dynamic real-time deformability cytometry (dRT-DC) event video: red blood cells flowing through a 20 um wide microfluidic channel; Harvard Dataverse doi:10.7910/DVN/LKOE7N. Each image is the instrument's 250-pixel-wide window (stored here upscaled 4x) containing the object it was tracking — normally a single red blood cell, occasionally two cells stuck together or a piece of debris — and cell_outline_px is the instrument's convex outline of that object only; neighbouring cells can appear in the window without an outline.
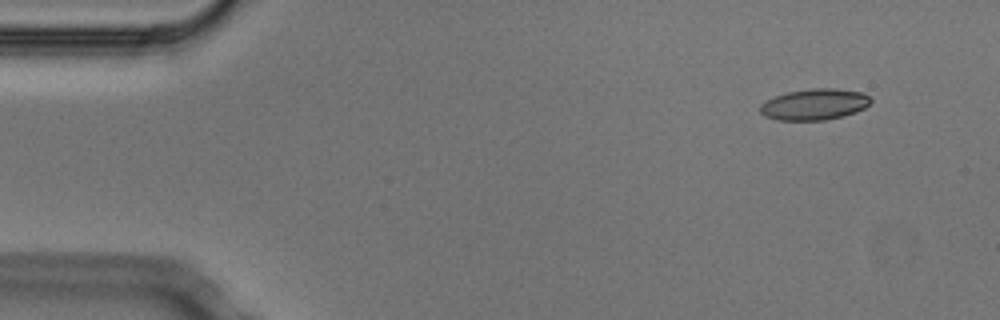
{"species": "Egyptian fruit bat (a non-hibernating species)", "species_latin": "Rousettus aegyptiacus", "temperature_condition": "cold", "stored_images_in_passage": 6, "camera_frame_rate_fps": 3000, "um_per_image_px": 0.085, "animal": {"sex": "male"}, "frame": {"image": 1, "passage_image": 2, "time_ms": 0.333, "image_size_px": [1000, 320], "cell_outline_px": [[872, 100], [864, 108], [856, 112], [844, 116], [824, 120], [776, 120], [764, 116], [760, 112], [760, 104], [776, 96], [788, 92], [812, 88], [836, 88], [864, 92]], "centroid_in_image_um": [69.24, 8.87], "position_along_channel_um": 15.8, "area_um2": 20.11}}
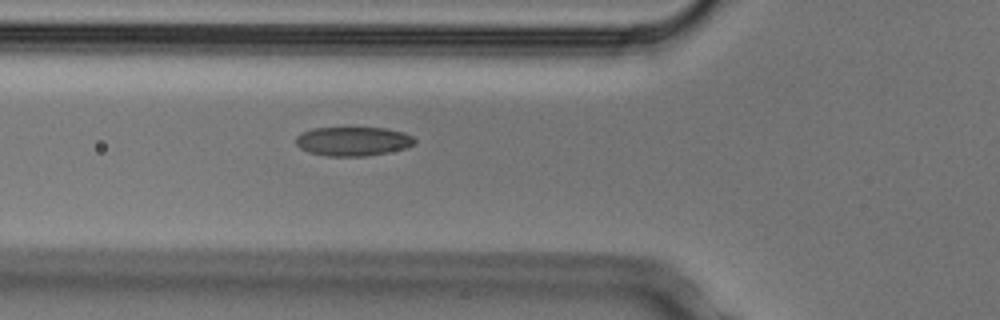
{"frame": {"image": 2, "passage_image": 6, "time_ms": 1.667, "image_size_px": [1000, 320], "cell_outline_px": [[416, 140], [412, 144], [404, 148], [388, 152], [368, 156], [328, 156], [308, 152], [300, 148], [296, 144], [296, 136], [300, 132], [312, 128], [384, 128], [404, 132], [412, 136]], "centroid_in_image_um": [29.96, 12.01], "position_along_channel_um": 95.8, "area_um2": 20.11}}